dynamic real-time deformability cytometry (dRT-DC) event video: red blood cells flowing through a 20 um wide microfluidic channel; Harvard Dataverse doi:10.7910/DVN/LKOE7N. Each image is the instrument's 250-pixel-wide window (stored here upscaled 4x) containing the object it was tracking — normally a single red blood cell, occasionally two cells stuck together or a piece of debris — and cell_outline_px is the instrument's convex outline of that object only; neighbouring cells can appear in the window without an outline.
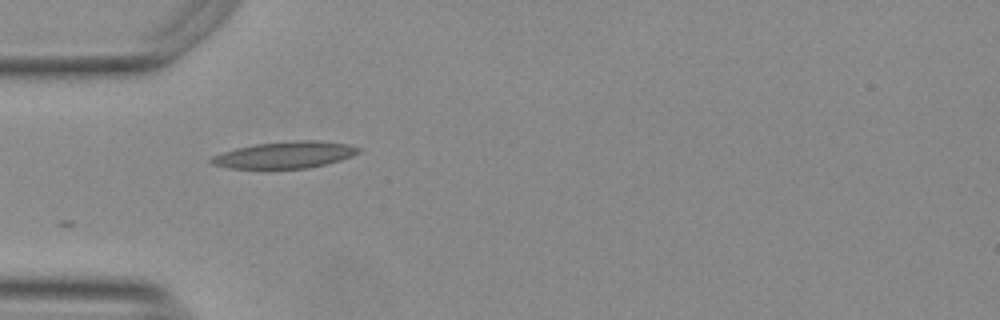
{"species": "Egyptian fruit bat (a non-hibernating species)", "species_latin": "Rousettus aegyptiacus", "temperature_condition": "warm", "stored_images_in_passage": 7, "camera_frame_rate_fps": 3000, "um_per_image_px": 0.085, "animal": {"sex": "female"}, "frame": {"image": 1, "passage_image": 1, "time_ms": 0.0, "image_size_px": [1000, 320], "cell_outline_px": [[360, 152], [352, 156], [340, 160], [308, 168], [264, 172], [228, 168], [212, 164], [208, 160], [212, 156], [236, 148], [256, 144], [296, 140], [320, 140], [348, 144], [360, 148]], "centroid_in_image_um": [24.15, 13.22], "position_along_channel_um": 60.8, "area_um2": 23.93}}
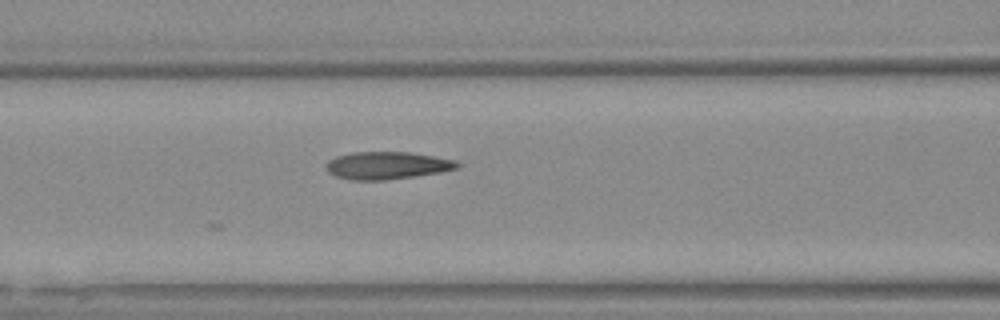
{"frame": {"image": 2, "passage_image": 7, "time_ms": 2.0, "image_size_px": [1000, 320], "cell_outline_px": [[460, 168], [440, 172], [384, 180], [352, 180], [336, 176], [328, 172], [324, 164], [328, 160], [336, 156], [352, 152], [408, 152], [456, 160], [460, 164]], "centroid_in_image_um": [32.87, 14.06], "position_along_channel_um": 133.7, "area_um2": 20.98}}